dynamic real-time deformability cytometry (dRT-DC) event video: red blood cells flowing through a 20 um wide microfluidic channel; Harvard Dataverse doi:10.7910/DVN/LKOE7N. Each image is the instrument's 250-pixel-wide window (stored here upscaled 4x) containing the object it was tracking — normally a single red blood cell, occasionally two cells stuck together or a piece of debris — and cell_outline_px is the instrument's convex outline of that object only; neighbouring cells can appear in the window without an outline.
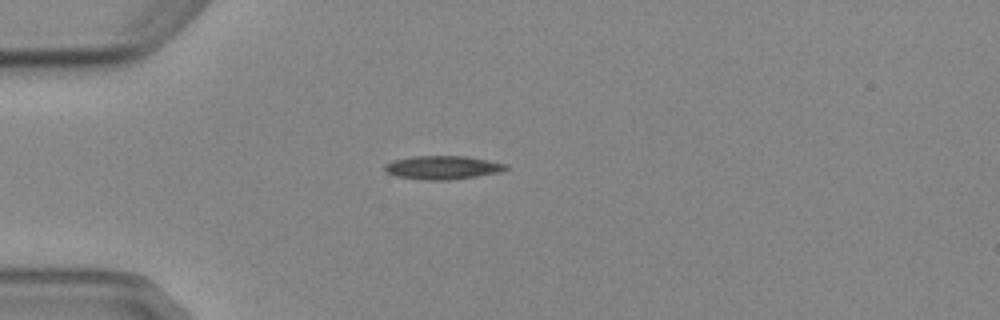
{"species": "Egyptian fruit bat (a non-hibernating species)", "species_latin": "Rousettus aegyptiacus", "temperature_condition": "cold", "stored_images_in_passage": 1, "camera_frame_rate_fps": 3000, "um_per_image_px": 0.085, "animal": {"sex": "female"}, "frame": {"image": 1, "passage_image": 1, "time_ms": 0.0, "image_size_px": [1000, 320], "cell_outline_px": [[508, 168], [500, 172], [476, 176], [448, 180], [428, 180], [396, 176], [384, 172], [384, 164], [392, 160], [412, 156], [464, 156], [488, 160], [508, 164]], "centroid_in_image_um": [37.59, 14.23], "position_along_channel_um": 47.4, "area_um2": 16.65}}